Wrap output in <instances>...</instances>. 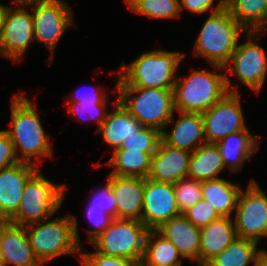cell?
I'll use <instances>...</instances> for the list:
<instances>
[{
	"instance_id": "obj_27",
	"label": "cell",
	"mask_w": 267,
	"mask_h": 266,
	"mask_svg": "<svg viewBox=\"0 0 267 266\" xmlns=\"http://www.w3.org/2000/svg\"><path fill=\"white\" fill-rule=\"evenodd\" d=\"M110 159L105 163L111 168L109 174L117 176L147 178L150 171L151 157L154 153L115 149Z\"/></svg>"
},
{
	"instance_id": "obj_45",
	"label": "cell",
	"mask_w": 267,
	"mask_h": 266,
	"mask_svg": "<svg viewBox=\"0 0 267 266\" xmlns=\"http://www.w3.org/2000/svg\"><path fill=\"white\" fill-rule=\"evenodd\" d=\"M5 222L6 221L2 217H0V229L5 224Z\"/></svg>"
},
{
	"instance_id": "obj_19",
	"label": "cell",
	"mask_w": 267,
	"mask_h": 266,
	"mask_svg": "<svg viewBox=\"0 0 267 266\" xmlns=\"http://www.w3.org/2000/svg\"><path fill=\"white\" fill-rule=\"evenodd\" d=\"M0 249L4 266H43L34 254L25 226L5 222L0 229Z\"/></svg>"
},
{
	"instance_id": "obj_46",
	"label": "cell",
	"mask_w": 267,
	"mask_h": 266,
	"mask_svg": "<svg viewBox=\"0 0 267 266\" xmlns=\"http://www.w3.org/2000/svg\"><path fill=\"white\" fill-rule=\"evenodd\" d=\"M262 251L267 255V250L262 248Z\"/></svg>"
},
{
	"instance_id": "obj_26",
	"label": "cell",
	"mask_w": 267,
	"mask_h": 266,
	"mask_svg": "<svg viewBox=\"0 0 267 266\" xmlns=\"http://www.w3.org/2000/svg\"><path fill=\"white\" fill-rule=\"evenodd\" d=\"M226 167L215 143H205L192 152L187 177L200 182L220 178Z\"/></svg>"
},
{
	"instance_id": "obj_34",
	"label": "cell",
	"mask_w": 267,
	"mask_h": 266,
	"mask_svg": "<svg viewBox=\"0 0 267 266\" xmlns=\"http://www.w3.org/2000/svg\"><path fill=\"white\" fill-rule=\"evenodd\" d=\"M86 208L103 209L113 218H117V203L113 194L111 181L107 178L105 185L96 189L89 198Z\"/></svg>"
},
{
	"instance_id": "obj_24",
	"label": "cell",
	"mask_w": 267,
	"mask_h": 266,
	"mask_svg": "<svg viewBox=\"0 0 267 266\" xmlns=\"http://www.w3.org/2000/svg\"><path fill=\"white\" fill-rule=\"evenodd\" d=\"M201 187L202 199L208 201L222 217H233L242 190L240 185L220 177L202 181Z\"/></svg>"
},
{
	"instance_id": "obj_10",
	"label": "cell",
	"mask_w": 267,
	"mask_h": 266,
	"mask_svg": "<svg viewBox=\"0 0 267 266\" xmlns=\"http://www.w3.org/2000/svg\"><path fill=\"white\" fill-rule=\"evenodd\" d=\"M148 230L141 221L114 218L90 245L99 253L128 258L140 265Z\"/></svg>"
},
{
	"instance_id": "obj_16",
	"label": "cell",
	"mask_w": 267,
	"mask_h": 266,
	"mask_svg": "<svg viewBox=\"0 0 267 266\" xmlns=\"http://www.w3.org/2000/svg\"><path fill=\"white\" fill-rule=\"evenodd\" d=\"M176 112L179 116L178 119L175 120V114H173L165 126V128H168L171 125L172 129L170 131L163 129L161 131V140L171 147L190 152L195 151L200 145L207 143L204 135L202 114Z\"/></svg>"
},
{
	"instance_id": "obj_21",
	"label": "cell",
	"mask_w": 267,
	"mask_h": 266,
	"mask_svg": "<svg viewBox=\"0 0 267 266\" xmlns=\"http://www.w3.org/2000/svg\"><path fill=\"white\" fill-rule=\"evenodd\" d=\"M156 230L176 246L184 259L199 266L200 228L193 225L183 213L163 222Z\"/></svg>"
},
{
	"instance_id": "obj_1",
	"label": "cell",
	"mask_w": 267,
	"mask_h": 266,
	"mask_svg": "<svg viewBox=\"0 0 267 266\" xmlns=\"http://www.w3.org/2000/svg\"><path fill=\"white\" fill-rule=\"evenodd\" d=\"M9 128L4 131L12 141L19 162L40 167L44 159H51V133H45L36 104L22 91L13 94L10 101Z\"/></svg>"
},
{
	"instance_id": "obj_20",
	"label": "cell",
	"mask_w": 267,
	"mask_h": 266,
	"mask_svg": "<svg viewBox=\"0 0 267 266\" xmlns=\"http://www.w3.org/2000/svg\"><path fill=\"white\" fill-rule=\"evenodd\" d=\"M107 178L117 203V218L141 221L145 178L112 174Z\"/></svg>"
},
{
	"instance_id": "obj_12",
	"label": "cell",
	"mask_w": 267,
	"mask_h": 266,
	"mask_svg": "<svg viewBox=\"0 0 267 266\" xmlns=\"http://www.w3.org/2000/svg\"><path fill=\"white\" fill-rule=\"evenodd\" d=\"M240 92H227L202 113L207 143H217L227 135L247 128Z\"/></svg>"
},
{
	"instance_id": "obj_17",
	"label": "cell",
	"mask_w": 267,
	"mask_h": 266,
	"mask_svg": "<svg viewBox=\"0 0 267 266\" xmlns=\"http://www.w3.org/2000/svg\"><path fill=\"white\" fill-rule=\"evenodd\" d=\"M191 155L192 152L171 147L161 140L151 157L147 178L156 182L174 184L187 177Z\"/></svg>"
},
{
	"instance_id": "obj_6",
	"label": "cell",
	"mask_w": 267,
	"mask_h": 266,
	"mask_svg": "<svg viewBox=\"0 0 267 266\" xmlns=\"http://www.w3.org/2000/svg\"><path fill=\"white\" fill-rule=\"evenodd\" d=\"M265 31H247L242 42L223 66L228 92H239V84H233L228 73L255 94H259L267 76V53L258 43Z\"/></svg>"
},
{
	"instance_id": "obj_33",
	"label": "cell",
	"mask_w": 267,
	"mask_h": 266,
	"mask_svg": "<svg viewBox=\"0 0 267 266\" xmlns=\"http://www.w3.org/2000/svg\"><path fill=\"white\" fill-rule=\"evenodd\" d=\"M67 108L72 115L80 122H95L98 124L94 133L106 119L108 113L109 104H78V103H66ZM77 116V117H76ZM91 121V122H90Z\"/></svg>"
},
{
	"instance_id": "obj_32",
	"label": "cell",
	"mask_w": 267,
	"mask_h": 266,
	"mask_svg": "<svg viewBox=\"0 0 267 266\" xmlns=\"http://www.w3.org/2000/svg\"><path fill=\"white\" fill-rule=\"evenodd\" d=\"M176 202L181 213L195 205L202 199L201 182L189 177H184L173 184Z\"/></svg>"
},
{
	"instance_id": "obj_41",
	"label": "cell",
	"mask_w": 267,
	"mask_h": 266,
	"mask_svg": "<svg viewBox=\"0 0 267 266\" xmlns=\"http://www.w3.org/2000/svg\"><path fill=\"white\" fill-rule=\"evenodd\" d=\"M253 266H267V255L263 251L256 256Z\"/></svg>"
},
{
	"instance_id": "obj_22",
	"label": "cell",
	"mask_w": 267,
	"mask_h": 266,
	"mask_svg": "<svg viewBox=\"0 0 267 266\" xmlns=\"http://www.w3.org/2000/svg\"><path fill=\"white\" fill-rule=\"evenodd\" d=\"M199 266H206L222 253L236 238L233 217H220L200 228Z\"/></svg>"
},
{
	"instance_id": "obj_42",
	"label": "cell",
	"mask_w": 267,
	"mask_h": 266,
	"mask_svg": "<svg viewBox=\"0 0 267 266\" xmlns=\"http://www.w3.org/2000/svg\"><path fill=\"white\" fill-rule=\"evenodd\" d=\"M7 7H8L7 4H2L0 2V35H1V32H2V26H3V22H4V17H5V14L7 12Z\"/></svg>"
},
{
	"instance_id": "obj_7",
	"label": "cell",
	"mask_w": 267,
	"mask_h": 266,
	"mask_svg": "<svg viewBox=\"0 0 267 266\" xmlns=\"http://www.w3.org/2000/svg\"><path fill=\"white\" fill-rule=\"evenodd\" d=\"M118 101L143 126L162 131L175 110L174 89L116 87Z\"/></svg>"
},
{
	"instance_id": "obj_23",
	"label": "cell",
	"mask_w": 267,
	"mask_h": 266,
	"mask_svg": "<svg viewBox=\"0 0 267 266\" xmlns=\"http://www.w3.org/2000/svg\"><path fill=\"white\" fill-rule=\"evenodd\" d=\"M112 106L114 109L108 111L106 119L94 134H102L103 142L115 150L120 148L125 139L137 133L143 125L124 108L118 97L112 102Z\"/></svg>"
},
{
	"instance_id": "obj_2",
	"label": "cell",
	"mask_w": 267,
	"mask_h": 266,
	"mask_svg": "<svg viewBox=\"0 0 267 266\" xmlns=\"http://www.w3.org/2000/svg\"><path fill=\"white\" fill-rule=\"evenodd\" d=\"M186 53L154 49L141 52L130 63L121 62L116 87L174 89L177 71Z\"/></svg>"
},
{
	"instance_id": "obj_4",
	"label": "cell",
	"mask_w": 267,
	"mask_h": 266,
	"mask_svg": "<svg viewBox=\"0 0 267 266\" xmlns=\"http://www.w3.org/2000/svg\"><path fill=\"white\" fill-rule=\"evenodd\" d=\"M246 33L247 30L224 7L210 13L203 22L193 44V55L204 58L208 64L224 66L235 52L241 35Z\"/></svg>"
},
{
	"instance_id": "obj_30",
	"label": "cell",
	"mask_w": 267,
	"mask_h": 266,
	"mask_svg": "<svg viewBox=\"0 0 267 266\" xmlns=\"http://www.w3.org/2000/svg\"><path fill=\"white\" fill-rule=\"evenodd\" d=\"M133 13L150 19L180 18L179 0H124Z\"/></svg>"
},
{
	"instance_id": "obj_43",
	"label": "cell",
	"mask_w": 267,
	"mask_h": 266,
	"mask_svg": "<svg viewBox=\"0 0 267 266\" xmlns=\"http://www.w3.org/2000/svg\"><path fill=\"white\" fill-rule=\"evenodd\" d=\"M38 1H41V0H12V3L15 4L16 6H19V5L28 6Z\"/></svg>"
},
{
	"instance_id": "obj_5",
	"label": "cell",
	"mask_w": 267,
	"mask_h": 266,
	"mask_svg": "<svg viewBox=\"0 0 267 266\" xmlns=\"http://www.w3.org/2000/svg\"><path fill=\"white\" fill-rule=\"evenodd\" d=\"M198 70L192 68L184 78L177 75L174 85L175 110L187 113H205L227 92L223 66L210 64Z\"/></svg>"
},
{
	"instance_id": "obj_11",
	"label": "cell",
	"mask_w": 267,
	"mask_h": 266,
	"mask_svg": "<svg viewBox=\"0 0 267 266\" xmlns=\"http://www.w3.org/2000/svg\"><path fill=\"white\" fill-rule=\"evenodd\" d=\"M242 189L233 215L238 238L250 239L260 244L267 238V194L259 182L250 179Z\"/></svg>"
},
{
	"instance_id": "obj_28",
	"label": "cell",
	"mask_w": 267,
	"mask_h": 266,
	"mask_svg": "<svg viewBox=\"0 0 267 266\" xmlns=\"http://www.w3.org/2000/svg\"><path fill=\"white\" fill-rule=\"evenodd\" d=\"M226 7L247 31H267V0H226Z\"/></svg>"
},
{
	"instance_id": "obj_14",
	"label": "cell",
	"mask_w": 267,
	"mask_h": 266,
	"mask_svg": "<svg viewBox=\"0 0 267 266\" xmlns=\"http://www.w3.org/2000/svg\"><path fill=\"white\" fill-rule=\"evenodd\" d=\"M180 214L173 184L145 178L141 222L149 230L157 229L163 222Z\"/></svg>"
},
{
	"instance_id": "obj_44",
	"label": "cell",
	"mask_w": 267,
	"mask_h": 266,
	"mask_svg": "<svg viewBox=\"0 0 267 266\" xmlns=\"http://www.w3.org/2000/svg\"><path fill=\"white\" fill-rule=\"evenodd\" d=\"M0 266H4V262H3V254L1 252V249H0Z\"/></svg>"
},
{
	"instance_id": "obj_29",
	"label": "cell",
	"mask_w": 267,
	"mask_h": 266,
	"mask_svg": "<svg viewBox=\"0 0 267 266\" xmlns=\"http://www.w3.org/2000/svg\"><path fill=\"white\" fill-rule=\"evenodd\" d=\"M258 246L256 241L237 237L206 266H253L256 256L262 251Z\"/></svg>"
},
{
	"instance_id": "obj_36",
	"label": "cell",
	"mask_w": 267,
	"mask_h": 266,
	"mask_svg": "<svg viewBox=\"0 0 267 266\" xmlns=\"http://www.w3.org/2000/svg\"><path fill=\"white\" fill-rule=\"evenodd\" d=\"M79 258L81 266H140L131 259L104 255L95 249L92 252H81Z\"/></svg>"
},
{
	"instance_id": "obj_3",
	"label": "cell",
	"mask_w": 267,
	"mask_h": 266,
	"mask_svg": "<svg viewBox=\"0 0 267 266\" xmlns=\"http://www.w3.org/2000/svg\"><path fill=\"white\" fill-rule=\"evenodd\" d=\"M30 244L43 265L64 255L80 256L83 246L78 219L74 214L52 217L25 226Z\"/></svg>"
},
{
	"instance_id": "obj_38",
	"label": "cell",
	"mask_w": 267,
	"mask_h": 266,
	"mask_svg": "<svg viewBox=\"0 0 267 266\" xmlns=\"http://www.w3.org/2000/svg\"><path fill=\"white\" fill-rule=\"evenodd\" d=\"M87 221L94 229L85 230L87 234L88 244L91 243L97 236H99L112 222L114 219L109 214L105 213L103 209L87 208L86 209Z\"/></svg>"
},
{
	"instance_id": "obj_18",
	"label": "cell",
	"mask_w": 267,
	"mask_h": 266,
	"mask_svg": "<svg viewBox=\"0 0 267 266\" xmlns=\"http://www.w3.org/2000/svg\"><path fill=\"white\" fill-rule=\"evenodd\" d=\"M252 134L247 127L245 130L231 133L215 143L223 158L225 167L229 170L228 176L242 171L244 164L250 161L257 151H260L259 136Z\"/></svg>"
},
{
	"instance_id": "obj_35",
	"label": "cell",
	"mask_w": 267,
	"mask_h": 266,
	"mask_svg": "<svg viewBox=\"0 0 267 266\" xmlns=\"http://www.w3.org/2000/svg\"><path fill=\"white\" fill-rule=\"evenodd\" d=\"M183 215L195 226L201 228L222 217L216 209L201 199L183 212Z\"/></svg>"
},
{
	"instance_id": "obj_13",
	"label": "cell",
	"mask_w": 267,
	"mask_h": 266,
	"mask_svg": "<svg viewBox=\"0 0 267 266\" xmlns=\"http://www.w3.org/2000/svg\"><path fill=\"white\" fill-rule=\"evenodd\" d=\"M28 7V8H27ZM29 6L7 7L0 35V55L13 63L24 60L34 41L33 20Z\"/></svg>"
},
{
	"instance_id": "obj_25",
	"label": "cell",
	"mask_w": 267,
	"mask_h": 266,
	"mask_svg": "<svg viewBox=\"0 0 267 266\" xmlns=\"http://www.w3.org/2000/svg\"><path fill=\"white\" fill-rule=\"evenodd\" d=\"M184 258L176 246L156 229L148 230L140 266H183Z\"/></svg>"
},
{
	"instance_id": "obj_9",
	"label": "cell",
	"mask_w": 267,
	"mask_h": 266,
	"mask_svg": "<svg viewBox=\"0 0 267 266\" xmlns=\"http://www.w3.org/2000/svg\"><path fill=\"white\" fill-rule=\"evenodd\" d=\"M33 20L34 40L46 46L50 55L46 63L52 64L54 51L62 36L77 25L73 9L65 0H41L28 5Z\"/></svg>"
},
{
	"instance_id": "obj_37",
	"label": "cell",
	"mask_w": 267,
	"mask_h": 266,
	"mask_svg": "<svg viewBox=\"0 0 267 266\" xmlns=\"http://www.w3.org/2000/svg\"><path fill=\"white\" fill-rule=\"evenodd\" d=\"M102 88V89H101ZM85 89V91H83ZM83 89L77 88L72 91V97L67 98L65 103H78V104H109L108 92L106 93L105 87H99L96 85L95 87L85 88ZM88 89V90H87Z\"/></svg>"
},
{
	"instance_id": "obj_31",
	"label": "cell",
	"mask_w": 267,
	"mask_h": 266,
	"mask_svg": "<svg viewBox=\"0 0 267 266\" xmlns=\"http://www.w3.org/2000/svg\"><path fill=\"white\" fill-rule=\"evenodd\" d=\"M161 141V131L153 127L143 126L137 133L125 139L120 148L145 153H155Z\"/></svg>"
},
{
	"instance_id": "obj_39",
	"label": "cell",
	"mask_w": 267,
	"mask_h": 266,
	"mask_svg": "<svg viewBox=\"0 0 267 266\" xmlns=\"http://www.w3.org/2000/svg\"><path fill=\"white\" fill-rule=\"evenodd\" d=\"M215 3V5H214ZM181 14L184 9L193 14L214 13L226 7V0H179Z\"/></svg>"
},
{
	"instance_id": "obj_40",
	"label": "cell",
	"mask_w": 267,
	"mask_h": 266,
	"mask_svg": "<svg viewBox=\"0 0 267 266\" xmlns=\"http://www.w3.org/2000/svg\"><path fill=\"white\" fill-rule=\"evenodd\" d=\"M18 162L9 135L4 130L0 129V169L13 166Z\"/></svg>"
},
{
	"instance_id": "obj_15",
	"label": "cell",
	"mask_w": 267,
	"mask_h": 266,
	"mask_svg": "<svg viewBox=\"0 0 267 266\" xmlns=\"http://www.w3.org/2000/svg\"><path fill=\"white\" fill-rule=\"evenodd\" d=\"M38 169L23 162L0 169V217L6 222L17 214L24 186Z\"/></svg>"
},
{
	"instance_id": "obj_8",
	"label": "cell",
	"mask_w": 267,
	"mask_h": 266,
	"mask_svg": "<svg viewBox=\"0 0 267 266\" xmlns=\"http://www.w3.org/2000/svg\"><path fill=\"white\" fill-rule=\"evenodd\" d=\"M40 170L26 182L17 214L10 223L26 226L53 217L62 207L68 186L48 180Z\"/></svg>"
}]
</instances>
